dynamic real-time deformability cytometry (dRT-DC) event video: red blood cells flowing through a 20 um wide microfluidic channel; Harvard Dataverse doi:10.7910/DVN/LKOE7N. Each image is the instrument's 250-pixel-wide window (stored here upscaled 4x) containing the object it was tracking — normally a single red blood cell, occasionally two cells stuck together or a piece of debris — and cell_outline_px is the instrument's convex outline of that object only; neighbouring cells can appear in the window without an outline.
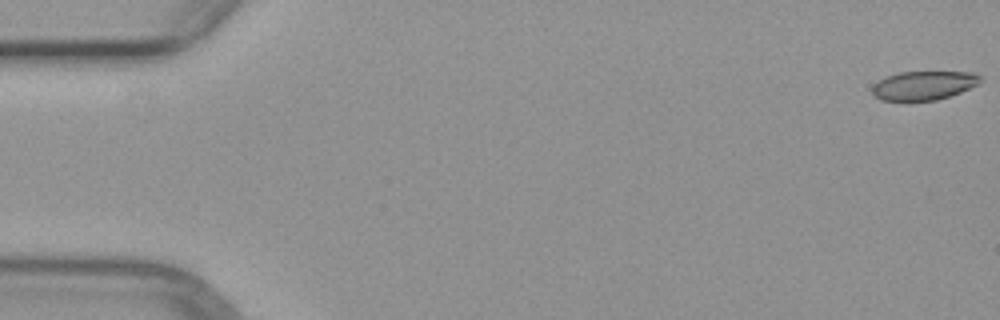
{"species": "common noctule bat (a hibernating species)", "species_latin": "Nyctalus noctula", "temperature_condition": "warm", "stored_images_in_passage": 5, "segment_of_instrument_passage": [1, 2], "camera_frame_rate_fps": 3000, "um_per_image_px": 0.085, "animal": {"sex": "female", "body_mass_g": 29.2, "forearm_length_mm": 56.3}, "frame": {"image": 1, "passage_image": 1, "time_ms": 0.0, "image_size_px": [1000, 320], "cell_outline_px": [[980, 80], [976, 84], [960, 92], [936, 100], [880, 100], [872, 92], [872, 88], [880, 80], [888, 76], [900, 72], [972, 72], [980, 76]], "centroid_in_image_um": [78.5, 7.26], "position_along_channel_um": 6.5, "area_um2": 17.69}}
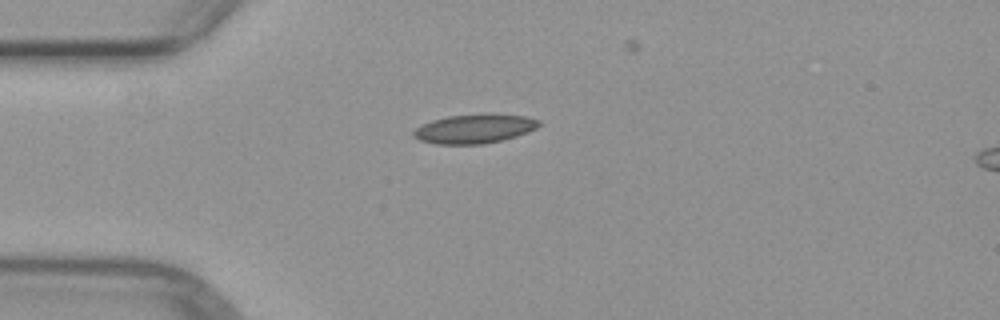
{"frame": {"image": 2, "passage_image": 4, "time_ms": 4.333, "image_size_px": [1000, 320], "cell_outline_px": [[540, 124], [536, 128], [528, 132], [516, 136], [484, 144], [436, 144], [420, 140], [412, 136], [412, 132], [416, 128], [432, 120], [448, 116], [528, 116], [540, 120]], "centroid_in_image_um": [40.3, 10.98], "position_along_channel_um": 44.7, "area_um2": 20.46}}